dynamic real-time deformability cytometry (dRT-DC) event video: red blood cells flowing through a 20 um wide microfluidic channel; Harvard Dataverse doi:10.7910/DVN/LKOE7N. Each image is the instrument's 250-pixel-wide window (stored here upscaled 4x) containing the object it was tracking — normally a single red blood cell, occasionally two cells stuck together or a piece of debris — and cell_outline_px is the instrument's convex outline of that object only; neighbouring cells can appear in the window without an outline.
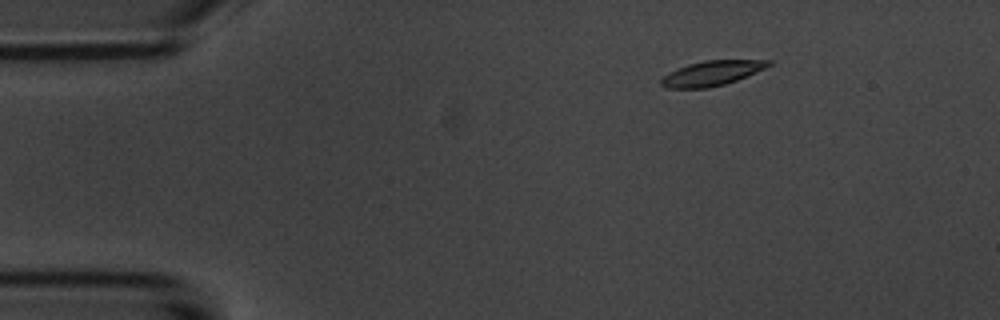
{"species": "common noctule bat (a hibernating species)", "species_latin": "Nyctalus noctula", "temperature_condition": "room temperature", "stored_images_in_passage": 4, "camera_frame_rate_fps": 3000, "um_per_image_px": 0.085, "animal": {"sex": "male", "body_mass_g": 20.1, "forearm_length_mm": 53.5}, "frame": {"image": 1, "passage_image": 1, "time_ms": 0.0, "image_size_px": [1000, 320], "cell_outline_px": [[772, 64], [756, 72], [736, 80], [724, 84], [708, 88], [664, 88], [660, 84], [660, 80], [668, 72], [688, 64], [704, 60], [772, 60]], "centroid_in_image_um": [60.47, 6.22], "position_along_channel_um": 24.5, "area_um2": 15.49}}
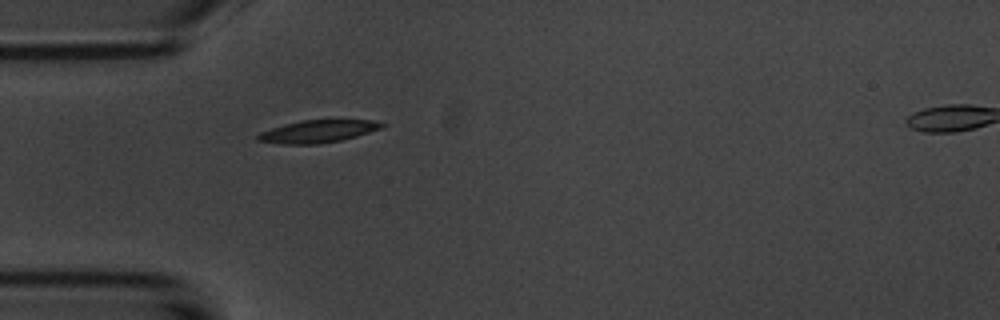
{"frame": {"image": 2, "passage_image": 3, "time_ms": 2.667, "image_size_px": [1000, 320], "cell_outline_px": [[388, 124], [380, 128], [356, 136], [340, 140], [316, 144], [284, 144], [256, 140], [256, 136], [260, 132], [284, 124], [300, 120], [376, 120]], "centroid_in_image_um": [27.01, 11.16], "position_along_channel_um": 58.0, "area_um2": 16.13}}